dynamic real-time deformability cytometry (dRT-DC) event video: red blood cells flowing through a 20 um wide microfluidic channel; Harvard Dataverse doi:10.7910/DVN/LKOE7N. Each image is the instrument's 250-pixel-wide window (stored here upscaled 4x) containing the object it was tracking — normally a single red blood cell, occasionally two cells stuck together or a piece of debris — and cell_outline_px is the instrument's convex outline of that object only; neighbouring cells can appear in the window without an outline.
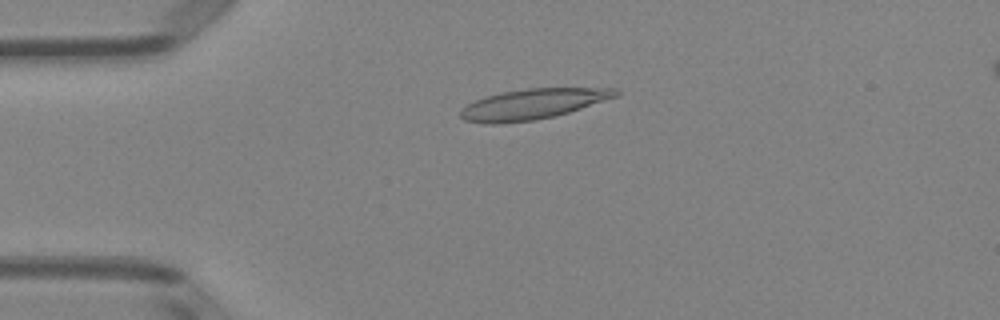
{"species": "Egyptian fruit bat (a non-hibernating species)", "species_latin": "Rousettus aegyptiacus", "temperature_condition": "room temperature", "stored_images_in_passage": 51, "camera_frame_rate_fps": 3000, "um_per_image_px": 0.085, "animal": {"sex": "female"}, "frame": {"image": 1, "passage_image": 12, "time_ms": 3.667, "image_size_px": [1000, 320], "cell_outline_px": [[620, 96], [556, 116], [536, 120], [500, 124], [484, 124], [464, 120], [460, 116], [460, 108], [476, 100], [500, 92], [528, 88], [616, 88], [620, 92]], "centroid_in_image_um": [45.3, 8.85], "position_along_channel_um": 39.7, "area_um2": 27.74}}
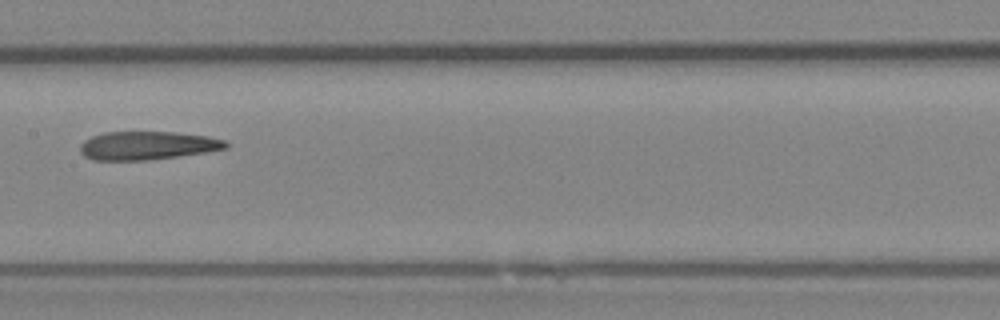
{"frame": {"image": 2, "passage_image": 26, "time_ms": 8.333, "image_size_px": [1000, 320], "cell_outline_px": [[228, 148], [204, 152], [148, 160], [92, 160], [84, 156], [80, 152], [80, 144], [84, 140], [92, 136], [104, 132], [176, 132], [208, 136], [224, 140], [228, 144]], "centroid_in_image_um": [12.49, 12.37], "position_along_channel_um": 194.9, "area_um2": 24.04}}
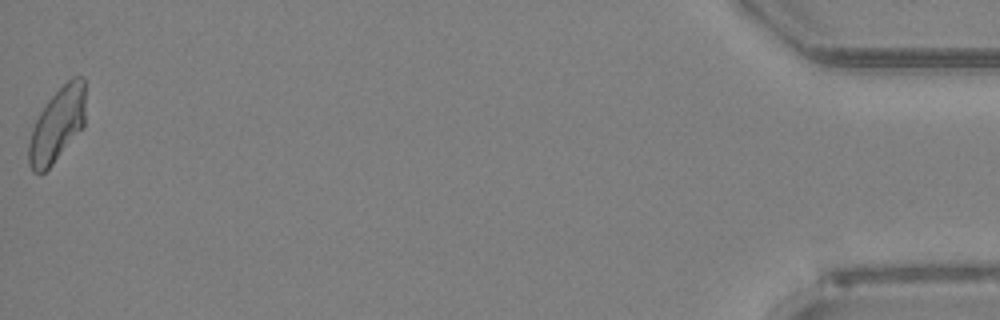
{"frame": {"image": 3, "passage_image": 51, "time_ms": 16.667, "image_size_px": [1000, 320], "cell_outline_px": [[84, 128], [52, 164], [44, 172], [32, 172], [28, 164], [28, 144], [32, 128], [40, 112], [48, 100], [72, 76], [84, 76]], "centroid_in_image_um": [4.86, 10.62], "position_along_channel_um": 430.3, "area_um2": 24.39}, "authors_computed_cell_mechanics": {"area_um2": 25.0852, "velocity_mm_per_s": 3.9714, "shape_relaxation_time_tau1_ms": null, "shape_relaxation_time_tau2_ms": 4.3486, "deformation_change_tau1": null, "deformation_change_tau2": 0.1299}}